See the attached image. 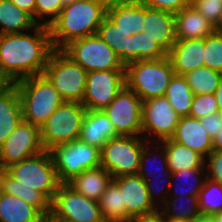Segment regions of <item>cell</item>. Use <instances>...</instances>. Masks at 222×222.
Masks as SVG:
<instances>
[{
    "label": "cell",
    "mask_w": 222,
    "mask_h": 222,
    "mask_svg": "<svg viewBox=\"0 0 222 222\" xmlns=\"http://www.w3.org/2000/svg\"><path fill=\"white\" fill-rule=\"evenodd\" d=\"M122 192L126 205V222L132 217L152 213L159 208L152 202L145 181L138 174L112 178Z\"/></svg>",
    "instance_id": "16"
},
{
    "label": "cell",
    "mask_w": 222,
    "mask_h": 222,
    "mask_svg": "<svg viewBox=\"0 0 222 222\" xmlns=\"http://www.w3.org/2000/svg\"><path fill=\"white\" fill-rule=\"evenodd\" d=\"M194 222H216L214 216L211 215H200L197 217Z\"/></svg>",
    "instance_id": "49"
},
{
    "label": "cell",
    "mask_w": 222,
    "mask_h": 222,
    "mask_svg": "<svg viewBox=\"0 0 222 222\" xmlns=\"http://www.w3.org/2000/svg\"><path fill=\"white\" fill-rule=\"evenodd\" d=\"M174 70L169 57L138 60L125 66L126 86L142 101L164 96Z\"/></svg>",
    "instance_id": "5"
},
{
    "label": "cell",
    "mask_w": 222,
    "mask_h": 222,
    "mask_svg": "<svg viewBox=\"0 0 222 222\" xmlns=\"http://www.w3.org/2000/svg\"><path fill=\"white\" fill-rule=\"evenodd\" d=\"M60 184H67L85 170L101 166V149L80 139L50 150Z\"/></svg>",
    "instance_id": "8"
},
{
    "label": "cell",
    "mask_w": 222,
    "mask_h": 222,
    "mask_svg": "<svg viewBox=\"0 0 222 222\" xmlns=\"http://www.w3.org/2000/svg\"><path fill=\"white\" fill-rule=\"evenodd\" d=\"M105 222H126V205L123 204L122 192L111 180L98 200Z\"/></svg>",
    "instance_id": "33"
},
{
    "label": "cell",
    "mask_w": 222,
    "mask_h": 222,
    "mask_svg": "<svg viewBox=\"0 0 222 222\" xmlns=\"http://www.w3.org/2000/svg\"><path fill=\"white\" fill-rule=\"evenodd\" d=\"M107 16L99 26L97 34L113 49L122 63L125 65V49H127V37L123 34Z\"/></svg>",
    "instance_id": "36"
},
{
    "label": "cell",
    "mask_w": 222,
    "mask_h": 222,
    "mask_svg": "<svg viewBox=\"0 0 222 222\" xmlns=\"http://www.w3.org/2000/svg\"><path fill=\"white\" fill-rule=\"evenodd\" d=\"M128 222H167L160 209L140 216L132 217Z\"/></svg>",
    "instance_id": "45"
},
{
    "label": "cell",
    "mask_w": 222,
    "mask_h": 222,
    "mask_svg": "<svg viewBox=\"0 0 222 222\" xmlns=\"http://www.w3.org/2000/svg\"><path fill=\"white\" fill-rule=\"evenodd\" d=\"M40 127L21 121L0 148V169L44 151Z\"/></svg>",
    "instance_id": "15"
},
{
    "label": "cell",
    "mask_w": 222,
    "mask_h": 222,
    "mask_svg": "<svg viewBox=\"0 0 222 222\" xmlns=\"http://www.w3.org/2000/svg\"><path fill=\"white\" fill-rule=\"evenodd\" d=\"M87 73L61 49H54L43 74L64 101L82 102L86 91Z\"/></svg>",
    "instance_id": "6"
},
{
    "label": "cell",
    "mask_w": 222,
    "mask_h": 222,
    "mask_svg": "<svg viewBox=\"0 0 222 222\" xmlns=\"http://www.w3.org/2000/svg\"><path fill=\"white\" fill-rule=\"evenodd\" d=\"M42 217L34 206L0 191V222H40Z\"/></svg>",
    "instance_id": "28"
},
{
    "label": "cell",
    "mask_w": 222,
    "mask_h": 222,
    "mask_svg": "<svg viewBox=\"0 0 222 222\" xmlns=\"http://www.w3.org/2000/svg\"><path fill=\"white\" fill-rule=\"evenodd\" d=\"M199 210L202 215H215L222 212V184L205 179L198 196Z\"/></svg>",
    "instance_id": "35"
},
{
    "label": "cell",
    "mask_w": 222,
    "mask_h": 222,
    "mask_svg": "<svg viewBox=\"0 0 222 222\" xmlns=\"http://www.w3.org/2000/svg\"><path fill=\"white\" fill-rule=\"evenodd\" d=\"M102 1H105V2H107V3H110V2H112V1H114V0H102Z\"/></svg>",
    "instance_id": "56"
},
{
    "label": "cell",
    "mask_w": 222,
    "mask_h": 222,
    "mask_svg": "<svg viewBox=\"0 0 222 222\" xmlns=\"http://www.w3.org/2000/svg\"><path fill=\"white\" fill-rule=\"evenodd\" d=\"M63 8L61 0H36L35 22L38 25L50 26Z\"/></svg>",
    "instance_id": "38"
},
{
    "label": "cell",
    "mask_w": 222,
    "mask_h": 222,
    "mask_svg": "<svg viewBox=\"0 0 222 222\" xmlns=\"http://www.w3.org/2000/svg\"><path fill=\"white\" fill-rule=\"evenodd\" d=\"M145 5L139 0H114L107 4L106 16L125 37L143 32Z\"/></svg>",
    "instance_id": "17"
},
{
    "label": "cell",
    "mask_w": 222,
    "mask_h": 222,
    "mask_svg": "<svg viewBox=\"0 0 222 222\" xmlns=\"http://www.w3.org/2000/svg\"><path fill=\"white\" fill-rule=\"evenodd\" d=\"M206 178L205 167L187 168L185 170L173 172L168 196L189 195L198 197Z\"/></svg>",
    "instance_id": "30"
},
{
    "label": "cell",
    "mask_w": 222,
    "mask_h": 222,
    "mask_svg": "<svg viewBox=\"0 0 222 222\" xmlns=\"http://www.w3.org/2000/svg\"><path fill=\"white\" fill-rule=\"evenodd\" d=\"M152 163H157L155 165L157 167L151 165ZM137 174L142 179H151L165 176L172 177L173 172L170 168H168L165 149L159 142H148L144 146L140 155L139 170Z\"/></svg>",
    "instance_id": "25"
},
{
    "label": "cell",
    "mask_w": 222,
    "mask_h": 222,
    "mask_svg": "<svg viewBox=\"0 0 222 222\" xmlns=\"http://www.w3.org/2000/svg\"><path fill=\"white\" fill-rule=\"evenodd\" d=\"M10 84L1 74H0V92L3 91Z\"/></svg>",
    "instance_id": "52"
},
{
    "label": "cell",
    "mask_w": 222,
    "mask_h": 222,
    "mask_svg": "<svg viewBox=\"0 0 222 222\" xmlns=\"http://www.w3.org/2000/svg\"><path fill=\"white\" fill-rule=\"evenodd\" d=\"M180 116L165 96L143 101L142 136L148 142L170 139L176 130Z\"/></svg>",
    "instance_id": "13"
},
{
    "label": "cell",
    "mask_w": 222,
    "mask_h": 222,
    "mask_svg": "<svg viewBox=\"0 0 222 222\" xmlns=\"http://www.w3.org/2000/svg\"><path fill=\"white\" fill-rule=\"evenodd\" d=\"M217 112H219V108L214 93L194 95L190 117L200 119Z\"/></svg>",
    "instance_id": "39"
},
{
    "label": "cell",
    "mask_w": 222,
    "mask_h": 222,
    "mask_svg": "<svg viewBox=\"0 0 222 222\" xmlns=\"http://www.w3.org/2000/svg\"><path fill=\"white\" fill-rule=\"evenodd\" d=\"M214 94H215L216 101L218 104L219 112L222 113V78H221L219 85L217 86Z\"/></svg>",
    "instance_id": "48"
},
{
    "label": "cell",
    "mask_w": 222,
    "mask_h": 222,
    "mask_svg": "<svg viewBox=\"0 0 222 222\" xmlns=\"http://www.w3.org/2000/svg\"><path fill=\"white\" fill-rule=\"evenodd\" d=\"M204 66L222 73V35L213 32L204 38Z\"/></svg>",
    "instance_id": "37"
},
{
    "label": "cell",
    "mask_w": 222,
    "mask_h": 222,
    "mask_svg": "<svg viewBox=\"0 0 222 222\" xmlns=\"http://www.w3.org/2000/svg\"><path fill=\"white\" fill-rule=\"evenodd\" d=\"M176 75H185L198 67L204 66V38L176 39L168 52Z\"/></svg>",
    "instance_id": "19"
},
{
    "label": "cell",
    "mask_w": 222,
    "mask_h": 222,
    "mask_svg": "<svg viewBox=\"0 0 222 222\" xmlns=\"http://www.w3.org/2000/svg\"><path fill=\"white\" fill-rule=\"evenodd\" d=\"M74 1L77 0H61L63 7L69 5L70 3H73Z\"/></svg>",
    "instance_id": "54"
},
{
    "label": "cell",
    "mask_w": 222,
    "mask_h": 222,
    "mask_svg": "<svg viewBox=\"0 0 222 222\" xmlns=\"http://www.w3.org/2000/svg\"><path fill=\"white\" fill-rule=\"evenodd\" d=\"M107 4L102 0H77L64 6L49 26L53 48L62 49L72 40L97 34Z\"/></svg>",
    "instance_id": "3"
},
{
    "label": "cell",
    "mask_w": 222,
    "mask_h": 222,
    "mask_svg": "<svg viewBox=\"0 0 222 222\" xmlns=\"http://www.w3.org/2000/svg\"><path fill=\"white\" fill-rule=\"evenodd\" d=\"M54 48L48 26L0 35V74L10 83L41 75Z\"/></svg>",
    "instance_id": "2"
},
{
    "label": "cell",
    "mask_w": 222,
    "mask_h": 222,
    "mask_svg": "<svg viewBox=\"0 0 222 222\" xmlns=\"http://www.w3.org/2000/svg\"><path fill=\"white\" fill-rule=\"evenodd\" d=\"M201 125L204 126L205 130L211 138H213L217 132L222 129V113L217 112L209 114L206 117L200 118Z\"/></svg>",
    "instance_id": "44"
},
{
    "label": "cell",
    "mask_w": 222,
    "mask_h": 222,
    "mask_svg": "<svg viewBox=\"0 0 222 222\" xmlns=\"http://www.w3.org/2000/svg\"><path fill=\"white\" fill-rule=\"evenodd\" d=\"M22 120L18 90L15 83H10L0 92V148Z\"/></svg>",
    "instance_id": "23"
},
{
    "label": "cell",
    "mask_w": 222,
    "mask_h": 222,
    "mask_svg": "<svg viewBox=\"0 0 222 222\" xmlns=\"http://www.w3.org/2000/svg\"><path fill=\"white\" fill-rule=\"evenodd\" d=\"M159 209L167 221L195 220L201 215L197 196H168Z\"/></svg>",
    "instance_id": "31"
},
{
    "label": "cell",
    "mask_w": 222,
    "mask_h": 222,
    "mask_svg": "<svg viewBox=\"0 0 222 222\" xmlns=\"http://www.w3.org/2000/svg\"><path fill=\"white\" fill-rule=\"evenodd\" d=\"M161 178L163 177L143 179L146 183L150 199L158 208L166 202L171 184V177L165 176L164 179Z\"/></svg>",
    "instance_id": "40"
},
{
    "label": "cell",
    "mask_w": 222,
    "mask_h": 222,
    "mask_svg": "<svg viewBox=\"0 0 222 222\" xmlns=\"http://www.w3.org/2000/svg\"><path fill=\"white\" fill-rule=\"evenodd\" d=\"M148 141L143 136H118L101 149V166L112 177L137 174L140 155Z\"/></svg>",
    "instance_id": "10"
},
{
    "label": "cell",
    "mask_w": 222,
    "mask_h": 222,
    "mask_svg": "<svg viewBox=\"0 0 222 222\" xmlns=\"http://www.w3.org/2000/svg\"><path fill=\"white\" fill-rule=\"evenodd\" d=\"M214 33L222 35V12L220 13L218 22L214 25Z\"/></svg>",
    "instance_id": "50"
},
{
    "label": "cell",
    "mask_w": 222,
    "mask_h": 222,
    "mask_svg": "<svg viewBox=\"0 0 222 222\" xmlns=\"http://www.w3.org/2000/svg\"><path fill=\"white\" fill-rule=\"evenodd\" d=\"M17 7L29 13L35 21V4L36 0H10Z\"/></svg>",
    "instance_id": "46"
},
{
    "label": "cell",
    "mask_w": 222,
    "mask_h": 222,
    "mask_svg": "<svg viewBox=\"0 0 222 222\" xmlns=\"http://www.w3.org/2000/svg\"><path fill=\"white\" fill-rule=\"evenodd\" d=\"M147 7L176 13L191 6L192 0H139Z\"/></svg>",
    "instance_id": "43"
},
{
    "label": "cell",
    "mask_w": 222,
    "mask_h": 222,
    "mask_svg": "<svg viewBox=\"0 0 222 222\" xmlns=\"http://www.w3.org/2000/svg\"><path fill=\"white\" fill-rule=\"evenodd\" d=\"M86 111L81 102L64 101L40 127L44 149L79 139Z\"/></svg>",
    "instance_id": "7"
},
{
    "label": "cell",
    "mask_w": 222,
    "mask_h": 222,
    "mask_svg": "<svg viewBox=\"0 0 222 222\" xmlns=\"http://www.w3.org/2000/svg\"><path fill=\"white\" fill-rule=\"evenodd\" d=\"M206 177L222 184V151H212L205 158Z\"/></svg>",
    "instance_id": "42"
},
{
    "label": "cell",
    "mask_w": 222,
    "mask_h": 222,
    "mask_svg": "<svg viewBox=\"0 0 222 222\" xmlns=\"http://www.w3.org/2000/svg\"><path fill=\"white\" fill-rule=\"evenodd\" d=\"M164 147L167 156L168 168L172 172L185 170L187 168H204L205 158L198 152L185 147L170 139L159 141Z\"/></svg>",
    "instance_id": "29"
},
{
    "label": "cell",
    "mask_w": 222,
    "mask_h": 222,
    "mask_svg": "<svg viewBox=\"0 0 222 222\" xmlns=\"http://www.w3.org/2000/svg\"><path fill=\"white\" fill-rule=\"evenodd\" d=\"M20 98L23 121L41 127L64 102L44 75H35L15 82Z\"/></svg>",
    "instance_id": "4"
},
{
    "label": "cell",
    "mask_w": 222,
    "mask_h": 222,
    "mask_svg": "<svg viewBox=\"0 0 222 222\" xmlns=\"http://www.w3.org/2000/svg\"><path fill=\"white\" fill-rule=\"evenodd\" d=\"M40 222H63V221H60L54 218L51 214H48V215H43Z\"/></svg>",
    "instance_id": "51"
},
{
    "label": "cell",
    "mask_w": 222,
    "mask_h": 222,
    "mask_svg": "<svg viewBox=\"0 0 222 222\" xmlns=\"http://www.w3.org/2000/svg\"><path fill=\"white\" fill-rule=\"evenodd\" d=\"M167 222H194V220H177V221H167Z\"/></svg>",
    "instance_id": "55"
},
{
    "label": "cell",
    "mask_w": 222,
    "mask_h": 222,
    "mask_svg": "<svg viewBox=\"0 0 222 222\" xmlns=\"http://www.w3.org/2000/svg\"><path fill=\"white\" fill-rule=\"evenodd\" d=\"M210 1H213V2H217V1H219V2L222 3V0H210Z\"/></svg>",
    "instance_id": "57"
},
{
    "label": "cell",
    "mask_w": 222,
    "mask_h": 222,
    "mask_svg": "<svg viewBox=\"0 0 222 222\" xmlns=\"http://www.w3.org/2000/svg\"><path fill=\"white\" fill-rule=\"evenodd\" d=\"M59 185L52 155L47 150L0 169V191L21 198L42 215L50 214Z\"/></svg>",
    "instance_id": "1"
},
{
    "label": "cell",
    "mask_w": 222,
    "mask_h": 222,
    "mask_svg": "<svg viewBox=\"0 0 222 222\" xmlns=\"http://www.w3.org/2000/svg\"><path fill=\"white\" fill-rule=\"evenodd\" d=\"M201 15H203L213 26L218 22L222 12V3L210 0H192L191 4Z\"/></svg>",
    "instance_id": "41"
},
{
    "label": "cell",
    "mask_w": 222,
    "mask_h": 222,
    "mask_svg": "<svg viewBox=\"0 0 222 222\" xmlns=\"http://www.w3.org/2000/svg\"><path fill=\"white\" fill-rule=\"evenodd\" d=\"M103 111L119 136H142L143 101L126 85Z\"/></svg>",
    "instance_id": "12"
},
{
    "label": "cell",
    "mask_w": 222,
    "mask_h": 222,
    "mask_svg": "<svg viewBox=\"0 0 222 222\" xmlns=\"http://www.w3.org/2000/svg\"><path fill=\"white\" fill-rule=\"evenodd\" d=\"M171 139L206 158L212 151V138L209 136L200 119L190 116L180 117Z\"/></svg>",
    "instance_id": "18"
},
{
    "label": "cell",
    "mask_w": 222,
    "mask_h": 222,
    "mask_svg": "<svg viewBox=\"0 0 222 222\" xmlns=\"http://www.w3.org/2000/svg\"><path fill=\"white\" fill-rule=\"evenodd\" d=\"M168 56V52L146 33L139 32L127 38L125 66L138 60H156Z\"/></svg>",
    "instance_id": "27"
},
{
    "label": "cell",
    "mask_w": 222,
    "mask_h": 222,
    "mask_svg": "<svg viewBox=\"0 0 222 222\" xmlns=\"http://www.w3.org/2000/svg\"><path fill=\"white\" fill-rule=\"evenodd\" d=\"M143 31L167 52L176 41L174 13L145 5Z\"/></svg>",
    "instance_id": "20"
},
{
    "label": "cell",
    "mask_w": 222,
    "mask_h": 222,
    "mask_svg": "<svg viewBox=\"0 0 222 222\" xmlns=\"http://www.w3.org/2000/svg\"><path fill=\"white\" fill-rule=\"evenodd\" d=\"M116 130L103 110H87L79 139L86 144L102 149L113 138L118 137Z\"/></svg>",
    "instance_id": "21"
},
{
    "label": "cell",
    "mask_w": 222,
    "mask_h": 222,
    "mask_svg": "<svg viewBox=\"0 0 222 222\" xmlns=\"http://www.w3.org/2000/svg\"><path fill=\"white\" fill-rule=\"evenodd\" d=\"M164 96L180 117L189 116L194 93L183 75H173Z\"/></svg>",
    "instance_id": "32"
},
{
    "label": "cell",
    "mask_w": 222,
    "mask_h": 222,
    "mask_svg": "<svg viewBox=\"0 0 222 222\" xmlns=\"http://www.w3.org/2000/svg\"><path fill=\"white\" fill-rule=\"evenodd\" d=\"M194 95L215 93L222 73L206 66L198 67L183 75Z\"/></svg>",
    "instance_id": "34"
},
{
    "label": "cell",
    "mask_w": 222,
    "mask_h": 222,
    "mask_svg": "<svg viewBox=\"0 0 222 222\" xmlns=\"http://www.w3.org/2000/svg\"><path fill=\"white\" fill-rule=\"evenodd\" d=\"M213 216H214L216 222H222V212L216 213Z\"/></svg>",
    "instance_id": "53"
},
{
    "label": "cell",
    "mask_w": 222,
    "mask_h": 222,
    "mask_svg": "<svg viewBox=\"0 0 222 222\" xmlns=\"http://www.w3.org/2000/svg\"><path fill=\"white\" fill-rule=\"evenodd\" d=\"M50 214L63 222H105L98 201L60 184L51 201Z\"/></svg>",
    "instance_id": "11"
},
{
    "label": "cell",
    "mask_w": 222,
    "mask_h": 222,
    "mask_svg": "<svg viewBox=\"0 0 222 222\" xmlns=\"http://www.w3.org/2000/svg\"><path fill=\"white\" fill-rule=\"evenodd\" d=\"M178 40L203 39L214 32V26L192 5L174 14Z\"/></svg>",
    "instance_id": "22"
},
{
    "label": "cell",
    "mask_w": 222,
    "mask_h": 222,
    "mask_svg": "<svg viewBox=\"0 0 222 222\" xmlns=\"http://www.w3.org/2000/svg\"><path fill=\"white\" fill-rule=\"evenodd\" d=\"M37 26L29 13L10 0H0V35L24 33Z\"/></svg>",
    "instance_id": "26"
},
{
    "label": "cell",
    "mask_w": 222,
    "mask_h": 222,
    "mask_svg": "<svg viewBox=\"0 0 222 222\" xmlns=\"http://www.w3.org/2000/svg\"><path fill=\"white\" fill-rule=\"evenodd\" d=\"M214 151H222V129L212 138Z\"/></svg>",
    "instance_id": "47"
},
{
    "label": "cell",
    "mask_w": 222,
    "mask_h": 222,
    "mask_svg": "<svg viewBox=\"0 0 222 222\" xmlns=\"http://www.w3.org/2000/svg\"><path fill=\"white\" fill-rule=\"evenodd\" d=\"M61 50L87 72L125 69L113 49L98 34L72 40Z\"/></svg>",
    "instance_id": "9"
},
{
    "label": "cell",
    "mask_w": 222,
    "mask_h": 222,
    "mask_svg": "<svg viewBox=\"0 0 222 222\" xmlns=\"http://www.w3.org/2000/svg\"><path fill=\"white\" fill-rule=\"evenodd\" d=\"M112 178L106 169L99 166L83 171L67 184L85 197L98 201Z\"/></svg>",
    "instance_id": "24"
},
{
    "label": "cell",
    "mask_w": 222,
    "mask_h": 222,
    "mask_svg": "<svg viewBox=\"0 0 222 222\" xmlns=\"http://www.w3.org/2000/svg\"><path fill=\"white\" fill-rule=\"evenodd\" d=\"M125 85V69L88 72L81 104L86 110H104Z\"/></svg>",
    "instance_id": "14"
}]
</instances>
